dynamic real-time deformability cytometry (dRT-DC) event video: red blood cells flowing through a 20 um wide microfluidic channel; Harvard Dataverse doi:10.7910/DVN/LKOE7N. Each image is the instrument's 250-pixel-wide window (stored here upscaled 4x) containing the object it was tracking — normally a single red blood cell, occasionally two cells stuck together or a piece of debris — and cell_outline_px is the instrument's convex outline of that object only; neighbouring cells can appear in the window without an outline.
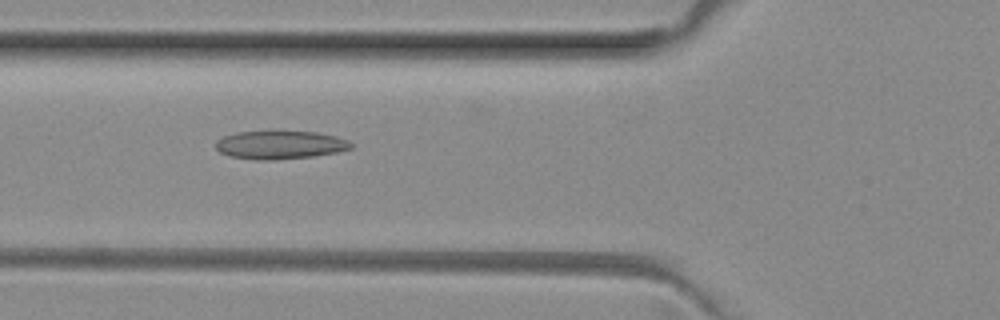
{"species": "common noctule bat (a hibernating species)", "species_latin": "Nyctalus noctula", "temperature_condition": "room temperature", "stored_images_in_passage": 5, "camera_frame_rate_fps": 3000, "um_per_image_px": 0.085, "animal": {"sex": "female", "body_mass_g": 29.2, "forearm_length_mm": 56.3}, "frame": {"image": 1, "passage_image": 2, "time_ms": 0.333, "image_size_px": [1000, 320], "cell_outline_px": [[352, 148], [336, 152], [312, 156], [276, 160], [256, 160], [228, 156], [220, 152], [216, 148], [216, 140], [224, 136], [236, 132], [316, 132], [336, 136], [348, 140], [352, 144]], "centroid_in_image_um": [23.78, 12.33], "position_along_channel_um": 102.0, "area_um2": 22.14}}
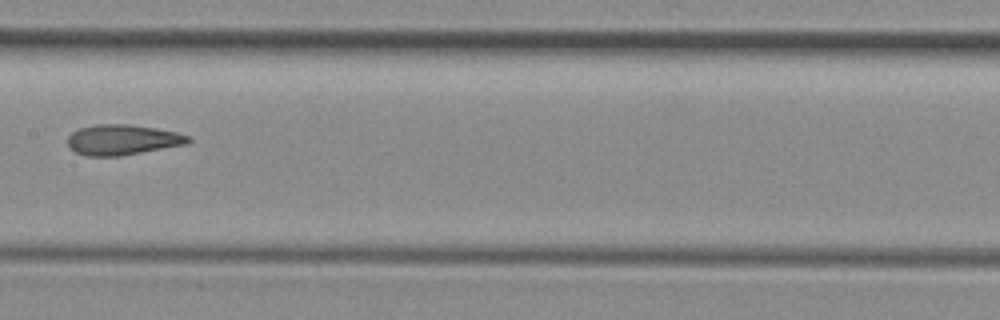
{"frame": {"image": 2, "passage_image": 4, "time_ms": 1.0, "image_size_px": [1000, 320], "cell_outline_px": [[192, 140], [188, 144], [120, 156], [88, 156], [76, 152], [68, 148], [68, 136], [72, 132], [80, 128], [96, 124], [128, 124], [156, 128], [176, 132], [188, 136]], "centroid_in_image_um": [10.41, 11.88], "position_along_channel_um": 197.0, "area_um2": 21.39}}
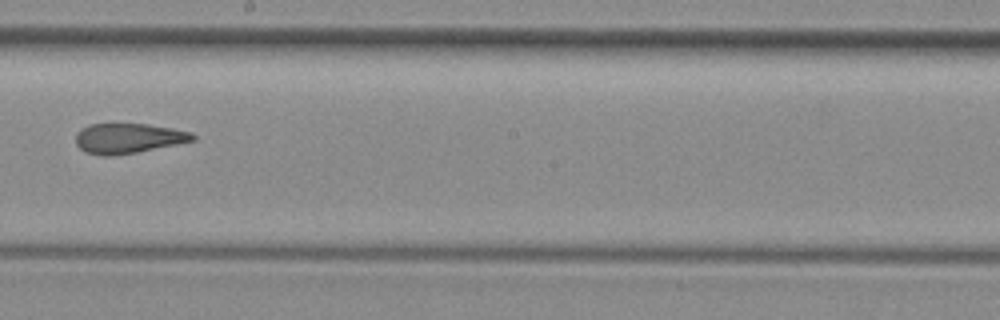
{"frame": {"image": 3, "passage_image": 5, "time_ms": 1.333, "image_size_px": [1000, 320], "cell_outline_px": [[196, 140], [136, 152], [112, 156], [100, 156], [84, 152], [76, 144], [76, 132], [88, 124], [148, 124], [172, 128], [192, 132], [196, 136]], "centroid_in_image_um": [10.88, 11.76], "position_along_channel_um": 237.3, "area_um2": 20.52}}